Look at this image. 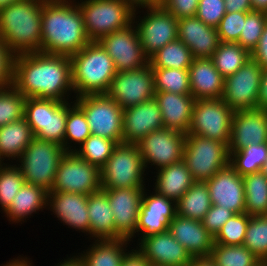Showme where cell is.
I'll list each match as a JSON object with an SVG mask.
<instances>
[{
    "label": "cell",
    "instance_id": "6da1fadb",
    "mask_svg": "<svg viewBox=\"0 0 267 266\" xmlns=\"http://www.w3.org/2000/svg\"><path fill=\"white\" fill-rule=\"evenodd\" d=\"M13 86L26 98L68 101L74 93L70 57L42 52L15 55Z\"/></svg>",
    "mask_w": 267,
    "mask_h": 266
},
{
    "label": "cell",
    "instance_id": "7a4b0ae2",
    "mask_svg": "<svg viewBox=\"0 0 267 266\" xmlns=\"http://www.w3.org/2000/svg\"><path fill=\"white\" fill-rule=\"evenodd\" d=\"M41 23L42 53L71 56L91 42L76 0H45Z\"/></svg>",
    "mask_w": 267,
    "mask_h": 266
},
{
    "label": "cell",
    "instance_id": "3957f363",
    "mask_svg": "<svg viewBox=\"0 0 267 266\" xmlns=\"http://www.w3.org/2000/svg\"><path fill=\"white\" fill-rule=\"evenodd\" d=\"M45 0H21L0 10V37L15 54L41 52Z\"/></svg>",
    "mask_w": 267,
    "mask_h": 266
},
{
    "label": "cell",
    "instance_id": "277c9868",
    "mask_svg": "<svg viewBox=\"0 0 267 266\" xmlns=\"http://www.w3.org/2000/svg\"><path fill=\"white\" fill-rule=\"evenodd\" d=\"M69 57L74 98L107 93L117 71L112 58L98 42L88 43Z\"/></svg>",
    "mask_w": 267,
    "mask_h": 266
},
{
    "label": "cell",
    "instance_id": "5b68a950",
    "mask_svg": "<svg viewBox=\"0 0 267 266\" xmlns=\"http://www.w3.org/2000/svg\"><path fill=\"white\" fill-rule=\"evenodd\" d=\"M76 3L91 42H98L133 22L134 10L124 0H78Z\"/></svg>",
    "mask_w": 267,
    "mask_h": 266
},
{
    "label": "cell",
    "instance_id": "8992f818",
    "mask_svg": "<svg viewBox=\"0 0 267 266\" xmlns=\"http://www.w3.org/2000/svg\"><path fill=\"white\" fill-rule=\"evenodd\" d=\"M65 152L64 148L55 142L34 137L16 161L25 183L50 192L54 186L58 164Z\"/></svg>",
    "mask_w": 267,
    "mask_h": 266
},
{
    "label": "cell",
    "instance_id": "52a82bcc",
    "mask_svg": "<svg viewBox=\"0 0 267 266\" xmlns=\"http://www.w3.org/2000/svg\"><path fill=\"white\" fill-rule=\"evenodd\" d=\"M145 171L137 144L120 143L100 168L102 189L145 187Z\"/></svg>",
    "mask_w": 267,
    "mask_h": 266
},
{
    "label": "cell",
    "instance_id": "ba28073f",
    "mask_svg": "<svg viewBox=\"0 0 267 266\" xmlns=\"http://www.w3.org/2000/svg\"><path fill=\"white\" fill-rule=\"evenodd\" d=\"M75 104L55 99L26 98L24 118L34 137L52 141L64 148L67 111Z\"/></svg>",
    "mask_w": 267,
    "mask_h": 266
},
{
    "label": "cell",
    "instance_id": "9c48e42d",
    "mask_svg": "<svg viewBox=\"0 0 267 266\" xmlns=\"http://www.w3.org/2000/svg\"><path fill=\"white\" fill-rule=\"evenodd\" d=\"M229 151L225 143L186 134L183 158L195 182H207L229 165Z\"/></svg>",
    "mask_w": 267,
    "mask_h": 266
},
{
    "label": "cell",
    "instance_id": "30bf717a",
    "mask_svg": "<svg viewBox=\"0 0 267 266\" xmlns=\"http://www.w3.org/2000/svg\"><path fill=\"white\" fill-rule=\"evenodd\" d=\"M84 112L91 134L123 143V109L107 94L74 98Z\"/></svg>",
    "mask_w": 267,
    "mask_h": 266
},
{
    "label": "cell",
    "instance_id": "8fae6325",
    "mask_svg": "<svg viewBox=\"0 0 267 266\" xmlns=\"http://www.w3.org/2000/svg\"><path fill=\"white\" fill-rule=\"evenodd\" d=\"M234 111L219 99L195 101L187 134H194L229 145Z\"/></svg>",
    "mask_w": 267,
    "mask_h": 266
},
{
    "label": "cell",
    "instance_id": "7c38bea8",
    "mask_svg": "<svg viewBox=\"0 0 267 266\" xmlns=\"http://www.w3.org/2000/svg\"><path fill=\"white\" fill-rule=\"evenodd\" d=\"M145 10L140 19L136 17L140 13L139 9L134 11L133 23L138 31L143 53L149 59L166 44L178 39V20L160 5Z\"/></svg>",
    "mask_w": 267,
    "mask_h": 266
},
{
    "label": "cell",
    "instance_id": "4fadbf2b",
    "mask_svg": "<svg viewBox=\"0 0 267 266\" xmlns=\"http://www.w3.org/2000/svg\"><path fill=\"white\" fill-rule=\"evenodd\" d=\"M100 189H102L100 168L80 158L75 152H65L58 164L51 191L88 196Z\"/></svg>",
    "mask_w": 267,
    "mask_h": 266
},
{
    "label": "cell",
    "instance_id": "5bb4252c",
    "mask_svg": "<svg viewBox=\"0 0 267 266\" xmlns=\"http://www.w3.org/2000/svg\"><path fill=\"white\" fill-rule=\"evenodd\" d=\"M263 68L250 58L233 75L224 79L222 99L233 110L258 108Z\"/></svg>",
    "mask_w": 267,
    "mask_h": 266
},
{
    "label": "cell",
    "instance_id": "9a60e30c",
    "mask_svg": "<svg viewBox=\"0 0 267 266\" xmlns=\"http://www.w3.org/2000/svg\"><path fill=\"white\" fill-rule=\"evenodd\" d=\"M106 94L123 110L154 98V74L149 63L136 70L116 72Z\"/></svg>",
    "mask_w": 267,
    "mask_h": 266
},
{
    "label": "cell",
    "instance_id": "2e32d148",
    "mask_svg": "<svg viewBox=\"0 0 267 266\" xmlns=\"http://www.w3.org/2000/svg\"><path fill=\"white\" fill-rule=\"evenodd\" d=\"M185 138V133L163 127L141 139L137 146L145 169L149 168L148 165H154L157 171L181 161Z\"/></svg>",
    "mask_w": 267,
    "mask_h": 266
},
{
    "label": "cell",
    "instance_id": "e0dca14e",
    "mask_svg": "<svg viewBox=\"0 0 267 266\" xmlns=\"http://www.w3.org/2000/svg\"><path fill=\"white\" fill-rule=\"evenodd\" d=\"M98 43L112 58L117 72L136 70L148 64L133 22L125 28L107 34Z\"/></svg>",
    "mask_w": 267,
    "mask_h": 266
},
{
    "label": "cell",
    "instance_id": "ac0fdd59",
    "mask_svg": "<svg viewBox=\"0 0 267 266\" xmlns=\"http://www.w3.org/2000/svg\"><path fill=\"white\" fill-rule=\"evenodd\" d=\"M146 187L103 189L108 197L115 222V239L132 241ZM135 236V237H134ZM133 237V238H132Z\"/></svg>",
    "mask_w": 267,
    "mask_h": 266
},
{
    "label": "cell",
    "instance_id": "d6986e66",
    "mask_svg": "<svg viewBox=\"0 0 267 266\" xmlns=\"http://www.w3.org/2000/svg\"><path fill=\"white\" fill-rule=\"evenodd\" d=\"M144 189L142 204L135 229L138 243L149 236L166 232L171 220L177 215L176 202L158 194L156 191L150 193ZM149 193V194H147ZM140 233V234H139Z\"/></svg>",
    "mask_w": 267,
    "mask_h": 266
},
{
    "label": "cell",
    "instance_id": "ffe728a7",
    "mask_svg": "<svg viewBox=\"0 0 267 266\" xmlns=\"http://www.w3.org/2000/svg\"><path fill=\"white\" fill-rule=\"evenodd\" d=\"M267 143V110L261 108L234 111L229 155L252 144Z\"/></svg>",
    "mask_w": 267,
    "mask_h": 266
},
{
    "label": "cell",
    "instance_id": "44dd1931",
    "mask_svg": "<svg viewBox=\"0 0 267 266\" xmlns=\"http://www.w3.org/2000/svg\"><path fill=\"white\" fill-rule=\"evenodd\" d=\"M212 205L222 206L235 214L245 213L244 181L230 165L206 182Z\"/></svg>",
    "mask_w": 267,
    "mask_h": 266
},
{
    "label": "cell",
    "instance_id": "7402d4cb",
    "mask_svg": "<svg viewBox=\"0 0 267 266\" xmlns=\"http://www.w3.org/2000/svg\"><path fill=\"white\" fill-rule=\"evenodd\" d=\"M163 127L162 113L155 98L123 110V143L137 144Z\"/></svg>",
    "mask_w": 267,
    "mask_h": 266
},
{
    "label": "cell",
    "instance_id": "603a6c76",
    "mask_svg": "<svg viewBox=\"0 0 267 266\" xmlns=\"http://www.w3.org/2000/svg\"><path fill=\"white\" fill-rule=\"evenodd\" d=\"M136 247L153 266H188L192 260L168 230L144 238Z\"/></svg>",
    "mask_w": 267,
    "mask_h": 266
},
{
    "label": "cell",
    "instance_id": "cb8c5ba5",
    "mask_svg": "<svg viewBox=\"0 0 267 266\" xmlns=\"http://www.w3.org/2000/svg\"><path fill=\"white\" fill-rule=\"evenodd\" d=\"M47 209L55 217L76 231L89 235L90 219L87 208V196L71 192H48Z\"/></svg>",
    "mask_w": 267,
    "mask_h": 266
},
{
    "label": "cell",
    "instance_id": "d4e9b609",
    "mask_svg": "<svg viewBox=\"0 0 267 266\" xmlns=\"http://www.w3.org/2000/svg\"><path fill=\"white\" fill-rule=\"evenodd\" d=\"M178 39L191 51L193 58H211L219 46L217 28L195 17L178 20Z\"/></svg>",
    "mask_w": 267,
    "mask_h": 266
},
{
    "label": "cell",
    "instance_id": "484cf974",
    "mask_svg": "<svg viewBox=\"0 0 267 266\" xmlns=\"http://www.w3.org/2000/svg\"><path fill=\"white\" fill-rule=\"evenodd\" d=\"M192 258L209 257L214 244V237L203 226L202 221L176 215L168 228Z\"/></svg>",
    "mask_w": 267,
    "mask_h": 266
},
{
    "label": "cell",
    "instance_id": "4316f807",
    "mask_svg": "<svg viewBox=\"0 0 267 266\" xmlns=\"http://www.w3.org/2000/svg\"><path fill=\"white\" fill-rule=\"evenodd\" d=\"M154 98L162 113L164 128L187 134L196 99L191 94L172 92H155Z\"/></svg>",
    "mask_w": 267,
    "mask_h": 266
},
{
    "label": "cell",
    "instance_id": "83f0119b",
    "mask_svg": "<svg viewBox=\"0 0 267 266\" xmlns=\"http://www.w3.org/2000/svg\"><path fill=\"white\" fill-rule=\"evenodd\" d=\"M191 95L196 99H219L224 89V77L211 58H194L189 67Z\"/></svg>",
    "mask_w": 267,
    "mask_h": 266
},
{
    "label": "cell",
    "instance_id": "f1b7e54d",
    "mask_svg": "<svg viewBox=\"0 0 267 266\" xmlns=\"http://www.w3.org/2000/svg\"><path fill=\"white\" fill-rule=\"evenodd\" d=\"M89 236L94 240L115 239V222L106 192L100 189L87 196Z\"/></svg>",
    "mask_w": 267,
    "mask_h": 266
},
{
    "label": "cell",
    "instance_id": "f546056e",
    "mask_svg": "<svg viewBox=\"0 0 267 266\" xmlns=\"http://www.w3.org/2000/svg\"><path fill=\"white\" fill-rule=\"evenodd\" d=\"M47 202L48 191L42 187L24 183L11 201V204L2 212L12 224H22L24 220L26 221V218H29L37 211L46 209Z\"/></svg>",
    "mask_w": 267,
    "mask_h": 266
},
{
    "label": "cell",
    "instance_id": "4dcf8cb0",
    "mask_svg": "<svg viewBox=\"0 0 267 266\" xmlns=\"http://www.w3.org/2000/svg\"><path fill=\"white\" fill-rule=\"evenodd\" d=\"M155 177L153 190L175 202L195 182L183 160L158 169Z\"/></svg>",
    "mask_w": 267,
    "mask_h": 266
},
{
    "label": "cell",
    "instance_id": "1f68e13d",
    "mask_svg": "<svg viewBox=\"0 0 267 266\" xmlns=\"http://www.w3.org/2000/svg\"><path fill=\"white\" fill-rule=\"evenodd\" d=\"M88 250L78 253L84 266H121L127 253L126 247L130 240L105 239L93 240ZM80 254V255H79Z\"/></svg>",
    "mask_w": 267,
    "mask_h": 266
},
{
    "label": "cell",
    "instance_id": "d6a6232c",
    "mask_svg": "<svg viewBox=\"0 0 267 266\" xmlns=\"http://www.w3.org/2000/svg\"><path fill=\"white\" fill-rule=\"evenodd\" d=\"M34 135L25 118L0 127V160H18Z\"/></svg>",
    "mask_w": 267,
    "mask_h": 266
},
{
    "label": "cell",
    "instance_id": "836d02e7",
    "mask_svg": "<svg viewBox=\"0 0 267 266\" xmlns=\"http://www.w3.org/2000/svg\"><path fill=\"white\" fill-rule=\"evenodd\" d=\"M211 205L206 182H194L176 202L177 215L202 221Z\"/></svg>",
    "mask_w": 267,
    "mask_h": 266
},
{
    "label": "cell",
    "instance_id": "e575fe53",
    "mask_svg": "<svg viewBox=\"0 0 267 266\" xmlns=\"http://www.w3.org/2000/svg\"><path fill=\"white\" fill-rule=\"evenodd\" d=\"M250 58L251 53L237 42H220L211 57L215 68L224 78L233 75Z\"/></svg>",
    "mask_w": 267,
    "mask_h": 266
},
{
    "label": "cell",
    "instance_id": "d590c367",
    "mask_svg": "<svg viewBox=\"0 0 267 266\" xmlns=\"http://www.w3.org/2000/svg\"><path fill=\"white\" fill-rule=\"evenodd\" d=\"M193 59L190 49L177 39L153 54L148 63L151 68L189 69Z\"/></svg>",
    "mask_w": 267,
    "mask_h": 266
},
{
    "label": "cell",
    "instance_id": "8d00e7d4",
    "mask_svg": "<svg viewBox=\"0 0 267 266\" xmlns=\"http://www.w3.org/2000/svg\"><path fill=\"white\" fill-rule=\"evenodd\" d=\"M245 212L249 216L267 215V177L260 171L242 177Z\"/></svg>",
    "mask_w": 267,
    "mask_h": 266
},
{
    "label": "cell",
    "instance_id": "74e56055",
    "mask_svg": "<svg viewBox=\"0 0 267 266\" xmlns=\"http://www.w3.org/2000/svg\"><path fill=\"white\" fill-rule=\"evenodd\" d=\"M216 266H261L263 262L244 245L214 243L210 253Z\"/></svg>",
    "mask_w": 267,
    "mask_h": 266
},
{
    "label": "cell",
    "instance_id": "f35d334b",
    "mask_svg": "<svg viewBox=\"0 0 267 266\" xmlns=\"http://www.w3.org/2000/svg\"><path fill=\"white\" fill-rule=\"evenodd\" d=\"M267 158V143L252 144L230 154L229 165L240 175L245 176L261 171Z\"/></svg>",
    "mask_w": 267,
    "mask_h": 266
},
{
    "label": "cell",
    "instance_id": "ab89813d",
    "mask_svg": "<svg viewBox=\"0 0 267 266\" xmlns=\"http://www.w3.org/2000/svg\"><path fill=\"white\" fill-rule=\"evenodd\" d=\"M155 92L191 94L189 70L174 68H152Z\"/></svg>",
    "mask_w": 267,
    "mask_h": 266
},
{
    "label": "cell",
    "instance_id": "60d3db41",
    "mask_svg": "<svg viewBox=\"0 0 267 266\" xmlns=\"http://www.w3.org/2000/svg\"><path fill=\"white\" fill-rule=\"evenodd\" d=\"M90 135L91 131L84 112L76 104H73L67 111L64 150L74 152Z\"/></svg>",
    "mask_w": 267,
    "mask_h": 266
},
{
    "label": "cell",
    "instance_id": "b9f144b4",
    "mask_svg": "<svg viewBox=\"0 0 267 266\" xmlns=\"http://www.w3.org/2000/svg\"><path fill=\"white\" fill-rule=\"evenodd\" d=\"M117 145L114 140L91 134L74 152L88 163L101 168Z\"/></svg>",
    "mask_w": 267,
    "mask_h": 266
},
{
    "label": "cell",
    "instance_id": "7bdbcfd3",
    "mask_svg": "<svg viewBox=\"0 0 267 266\" xmlns=\"http://www.w3.org/2000/svg\"><path fill=\"white\" fill-rule=\"evenodd\" d=\"M243 245L267 263V215L250 217Z\"/></svg>",
    "mask_w": 267,
    "mask_h": 266
},
{
    "label": "cell",
    "instance_id": "ee69618b",
    "mask_svg": "<svg viewBox=\"0 0 267 266\" xmlns=\"http://www.w3.org/2000/svg\"><path fill=\"white\" fill-rule=\"evenodd\" d=\"M26 97L13 85L0 90V127L24 118Z\"/></svg>",
    "mask_w": 267,
    "mask_h": 266
},
{
    "label": "cell",
    "instance_id": "f6af8a7d",
    "mask_svg": "<svg viewBox=\"0 0 267 266\" xmlns=\"http://www.w3.org/2000/svg\"><path fill=\"white\" fill-rule=\"evenodd\" d=\"M12 163L0 166V207L4 211L25 183L21 169Z\"/></svg>",
    "mask_w": 267,
    "mask_h": 266
},
{
    "label": "cell",
    "instance_id": "bcb514c9",
    "mask_svg": "<svg viewBox=\"0 0 267 266\" xmlns=\"http://www.w3.org/2000/svg\"><path fill=\"white\" fill-rule=\"evenodd\" d=\"M250 217L245 212L235 214L229 218L214 237V243L221 245H243Z\"/></svg>",
    "mask_w": 267,
    "mask_h": 266
},
{
    "label": "cell",
    "instance_id": "7dc6e473",
    "mask_svg": "<svg viewBox=\"0 0 267 266\" xmlns=\"http://www.w3.org/2000/svg\"><path fill=\"white\" fill-rule=\"evenodd\" d=\"M267 23V13L251 11L246 15L243 29L237 41L250 53L256 48Z\"/></svg>",
    "mask_w": 267,
    "mask_h": 266
},
{
    "label": "cell",
    "instance_id": "c3c4849f",
    "mask_svg": "<svg viewBox=\"0 0 267 266\" xmlns=\"http://www.w3.org/2000/svg\"><path fill=\"white\" fill-rule=\"evenodd\" d=\"M249 12H226L217 31L220 42H237Z\"/></svg>",
    "mask_w": 267,
    "mask_h": 266
},
{
    "label": "cell",
    "instance_id": "681fc988",
    "mask_svg": "<svg viewBox=\"0 0 267 266\" xmlns=\"http://www.w3.org/2000/svg\"><path fill=\"white\" fill-rule=\"evenodd\" d=\"M224 0H199L196 17L206 25L217 28L226 14Z\"/></svg>",
    "mask_w": 267,
    "mask_h": 266
},
{
    "label": "cell",
    "instance_id": "f907efd6",
    "mask_svg": "<svg viewBox=\"0 0 267 266\" xmlns=\"http://www.w3.org/2000/svg\"><path fill=\"white\" fill-rule=\"evenodd\" d=\"M234 215V212L224 209L222 206L211 205L210 209L202 219V224L207 231L215 237L221 227Z\"/></svg>",
    "mask_w": 267,
    "mask_h": 266
},
{
    "label": "cell",
    "instance_id": "816d5d0a",
    "mask_svg": "<svg viewBox=\"0 0 267 266\" xmlns=\"http://www.w3.org/2000/svg\"><path fill=\"white\" fill-rule=\"evenodd\" d=\"M15 54L0 37V90L13 85V69Z\"/></svg>",
    "mask_w": 267,
    "mask_h": 266
},
{
    "label": "cell",
    "instance_id": "f5cc1de1",
    "mask_svg": "<svg viewBox=\"0 0 267 266\" xmlns=\"http://www.w3.org/2000/svg\"><path fill=\"white\" fill-rule=\"evenodd\" d=\"M198 3L199 0H162L159 5L179 20L182 18L195 17Z\"/></svg>",
    "mask_w": 267,
    "mask_h": 266
},
{
    "label": "cell",
    "instance_id": "db71d44e",
    "mask_svg": "<svg viewBox=\"0 0 267 266\" xmlns=\"http://www.w3.org/2000/svg\"><path fill=\"white\" fill-rule=\"evenodd\" d=\"M251 58L256 61L263 70H267V23L256 48L251 52Z\"/></svg>",
    "mask_w": 267,
    "mask_h": 266
},
{
    "label": "cell",
    "instance_id": "11a10c76",
    "mask_svg": "<svg viewBox=\"0 0 267 266\" xmlns=\"http://www.w3.org/2000/svg\"><path fill=\"white\" fill-rule=\"evenodd\" d=\"M151 264L145 259L144 255L137 249L134 248L129 250L122 263L121 266H150Z\"/></svg>",
    "mask_w": 267,
    "mask_h": 266
},
{
    "label": "cell",
    "instance_id": "9f6ffc18",
    "mask_svg": "<svg viewBox=\"0 0 267 266\" xmlns=\"http://www.w3.org/2000/svg\"><path fill=\"white\" fill-rule=\"evenodd\" d=\"M226 12H251L250 0H224Z\"/></svg>",
    "mask_w": 267,
    "mask_h": 266
},
{
    "label": "cell",
    "instance_id": "6f0895ef",
    "mask_svg": "<svg viewBox=\"0 0 267 266\" xmlns=\"http://www.w3.org/2000/svg\"><path fill=\"white\" fill-rule=\"evenodd\" d=\"M258 108L267 110V70H263L261 78Z\"/></svg>",
    "mask_w": 267,
    "mask_h": 266
},
{
    "label": "cell",
    "instance_id": "680465c9",
    "mask_svg": "<svg viewBox=\"0 0 267 266\" xmlns=\"http://www.w3.org/2000/svg\"><path fill=\"white\" fill-rule=\"evenodd\" d=\"M124 2L128 4L134 11L137 10V8L145 9L159 5L156 0H124Z\"/></svg>",
    "mask_w": 267,
    "mask_h": 266
},
{
    "label": "cell",
    "instance_id": "91938a15",
    "mask_svg": "<svg viewBox=\"0 0 267 266\" xmlns=\"http://www.w3.org/2000/svg\"><path fill=\"white\" fill-rule=\"evenodd\" d=\"M56 266H84L82 260L78 255H72V257H68L67 259H64L60 263H58Z\"/></svg>",
    "mask_w": 267,
    "mask_h": 266
},
{
    "label": "cell",
    "instance_id": "94428289",
    "mask_svg": "<svg viewBox=\"0 0 267 266\" xmlns=\"http://www.w3.org/2000/svg\"><path fill=\"white\" fill-rule=\"evenodd\" d=\"M29 258L27 257H20L18 256L17 258H13L12 260H9V262H6V264H2L1 266H33L28 260Z\"/></svg>",
    "mask_w": 267,
    "mask_h": 266
},
{
    "label": "cell",
    "instance_id": "6125c7cd",
    "mask_svg": "<svg viewBox=\"0 0 267 266\" xmlns=\"http://www.w3.org/2000/svg\"><path fill=\"white\" fill-rule=\"evenodd\" d=\"M188 266H216L210 257L192 258Z\"/></svg>",
    "mask_w": 267,
    "mask_h": 266
},
{
    "label": "cell",
    "instance_id": "be15d7a7",
    "mask_svg": "<svg viewBox=\"0 0 267 266\" xmlns=\"http://www.w3.org/2000/svg\"><path fill=\"white\" fill-rule=\"evenodd\" d=\"M252 11L267 13V0H250Z\"/></svg>",
    "mask_w": 267,
    "mask_h": 266
},
{
    "label": "cell",
    "instance_id": "e7e4bbea",
    "mask_svg": "<svg viewBox=\"0 0 267 266\" xmlns=\"http://www.w3.org/2000/svg\"><path fill=\"white\" fill-rule=\"evenodd\" d=\"M18 1H21V0H0V10Z\"/></svg>",
    "mask_w": 267,
    "mask_h": 266
},
{
    "label": "cell",
    "instance_id": "03108f58",
    "mask_svg": "<svg viewBox=\"0 0 267 266\" xmlns=\"http://www.w3.org/2000/svg\"><path fill=\"white\" fill-rule=\"evenodd\" d=\"M261 172L267 177V158L263 164V167L261 168Z\"/></svg>",
    "mask_w": 267,
    "mask_h": 266
}]
</instances>
